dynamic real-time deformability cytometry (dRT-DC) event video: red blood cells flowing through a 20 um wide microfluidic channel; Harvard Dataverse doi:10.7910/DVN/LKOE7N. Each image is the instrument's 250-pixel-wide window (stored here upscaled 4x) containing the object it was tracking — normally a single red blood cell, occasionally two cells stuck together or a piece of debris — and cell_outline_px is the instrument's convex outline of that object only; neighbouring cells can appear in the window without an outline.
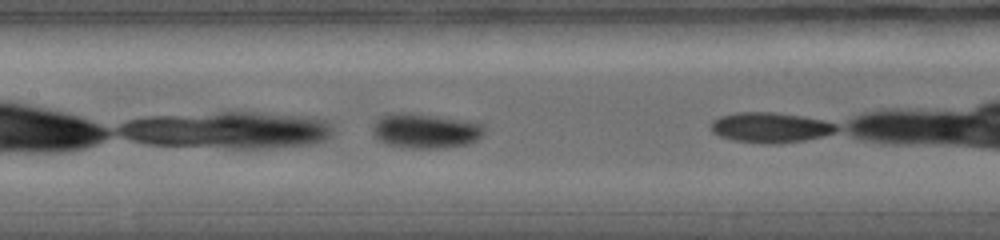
{"species": "common noctule bat (a hibernating species)", "species_latin": "Nyctalus noctula", "temperature_condition": "warm", "stored_images_in_passage": 16, "camera_frame_rate_fps": 5000, "um_per_image_px": 0.085, "animal": {"sex": "female", "body_mass_g": 19.0, "forearm_length_mm": 56.7}, "frame": {"image": 1, "passage_image": 10, "time_ms": 2.2, "image_size_px": [1000, 240], "cell_outline_px": [[480, 136], [464, 144], [428, 148], [420, 148], [396, 144], [384, 140], [376, 132], [376, 128], [380, 120], [388, 116], [420, 116], [468, 124], [480, 128]], "centroid_in_image_um": [36.15, 11.2], "position_along_channel_um": 171.2, "area_um2": 18.44}}